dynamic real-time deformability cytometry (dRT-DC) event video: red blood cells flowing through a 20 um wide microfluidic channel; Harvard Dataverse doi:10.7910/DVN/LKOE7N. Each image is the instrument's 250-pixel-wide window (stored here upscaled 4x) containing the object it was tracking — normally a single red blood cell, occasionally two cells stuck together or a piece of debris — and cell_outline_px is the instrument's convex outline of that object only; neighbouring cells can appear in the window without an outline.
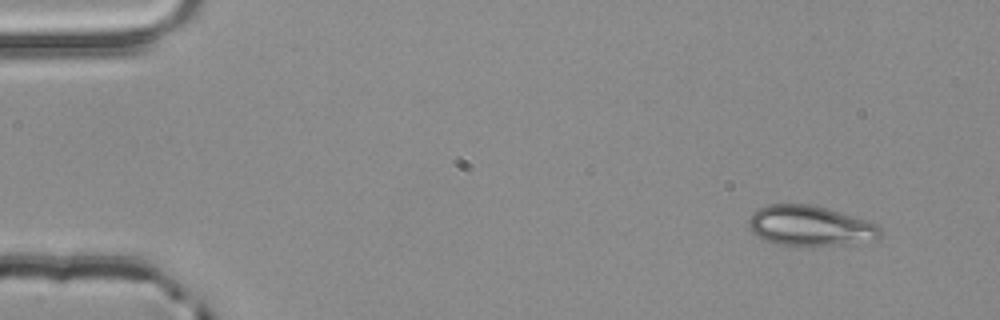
{"species": "common noctule bat (a hibernating species)", "species_latin": "Nyctalus noctula", "temperature_condition": "room temperature", "stored_images_in_passage": 4, "camera_frame_rate_fps": 3000, "um_per_image_px": 0.085, "animal": {"sex": "male", "body_mass_g": 20.4}, "frame": {"image": 1, "passage_image": 1, "time_ms": 0.0, "image_size_px": [1000, 320], "cell_outline_px": [[880, 236], [872, 240], [852, 244], [780, 244], [764, 240], [752, 232], [748, 228], [748, 220], [752, 212], [756, 208], [768, 204], [812, 204], [828, 208], [876, 224], [880, 228]], "centroid_in_image_um": [68.79, 19.16], "position_along_channel_um": 16.2, "area_um2": 30.46}}